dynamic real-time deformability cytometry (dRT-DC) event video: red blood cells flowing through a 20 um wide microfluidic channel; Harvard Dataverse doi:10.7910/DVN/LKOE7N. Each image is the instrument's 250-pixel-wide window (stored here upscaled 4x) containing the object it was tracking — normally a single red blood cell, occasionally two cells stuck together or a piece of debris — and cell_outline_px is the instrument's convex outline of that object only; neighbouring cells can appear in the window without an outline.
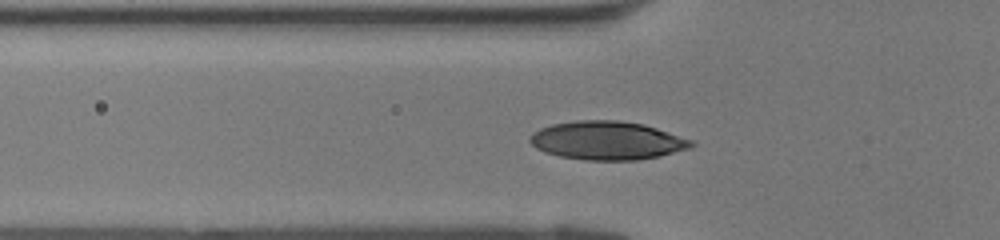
{"species": "human", "species_latin": "Homo sapiens", "temperature_condition": "room temperature", "stored_images_in_passage": 33, "camera_frame_rate_fps": 3000, "um_per_image_px": 0.085, "donor": {"sex": "female"}, "frame": {"image": 1, "passage_image": 10, "time_ms": 3.0, "image_size_px": [1000, 240], "cell_outline_px": [[696, 144], [692, 148], [660, 156], [636, 160], [584, 160], [560, 156], [544, 152], [536, 148], [528, 140], [540, 128], [552, 124], [576, 120], [620, 120], [644, 124], [692, 140]], "centroid_in_image_um": [51.63, 11.94], "position_along_channel_um": 74.2, "area_um2": 36.18}}
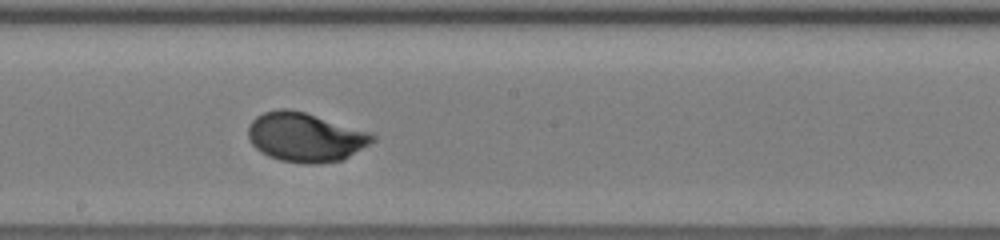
{"frame": {"image": 2, "passage_image": 19, "time_ms": 6.0, "image_size_px": [1000, 240], "cell_outline_px": [[376, 140], [348, 156], [340, 160], [320, 164], [304, 164], [280, 160], [268, 156], [260, 152], [252, 144], [248, 136], [248, 124], [256, 116], [264, 112], [280, 108], [284, 108], [304, 112], [372, 132], [376, 136]], "centroid_in_image_um": [25.94, 11.66], "position_along_channel_um": 222.3, "area_um2": 35.66}}
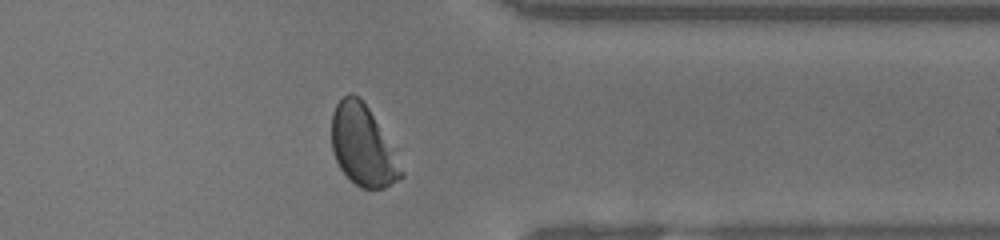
{"frame": {"image": 3, "passage_image": 29, "time_ms": 9.333, "image_size_px": [1000, 240], "cell_outline_px": [[404, 176], [400, 180], [384, 188], [360, 188], [340, 168], [336, 160], [332, 148], [332, 112], [336, 104], [348, 92], [352, 92], [360, 96], [368, 108], [404, 172]], "centroid_in_image_um": [30.81, 12.37], "position_along_channel_um": 380.6, "area_um2": 31.91}}